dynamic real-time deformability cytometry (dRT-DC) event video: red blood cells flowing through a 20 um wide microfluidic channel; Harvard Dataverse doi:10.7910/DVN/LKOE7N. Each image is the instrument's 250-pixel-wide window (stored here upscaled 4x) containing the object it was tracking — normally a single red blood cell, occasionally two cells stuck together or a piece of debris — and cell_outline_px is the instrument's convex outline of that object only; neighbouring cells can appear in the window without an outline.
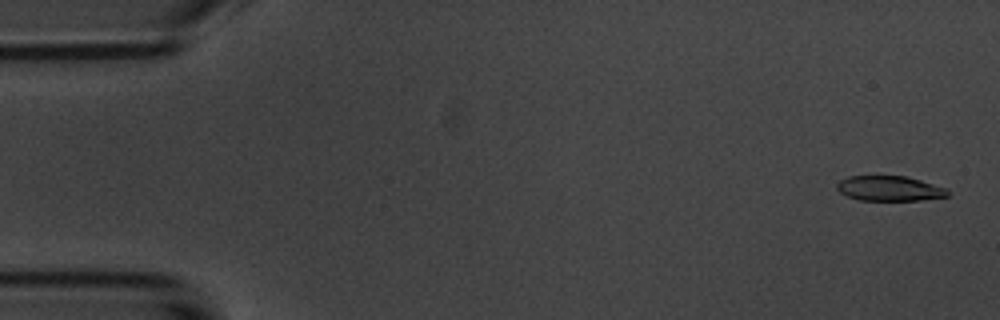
{"species": "common noctule bat (a hibernating species)", "species_latin": "Nyctalus noctula", "temperature_condition": "room temperature", "stored_images_in_passage": 50, "camera_frame_rate_fps": 3000, "um_per_image_px": 0.085, "animal": {"sex": "male", "body_mass_g": 20.1, "forearm_length_mm": 53.5}, "frame": {"image": 1, "passage_image": 2, "time_ms": 0.333, "image_size_px": [1000, 320], "cell_outline_px": [[948, 196], [920, 200], [860, 200], [848, 196], [840, 192], [836, 188], [836, 184], [840, 180], [848, 176], [904, 176], [920, 180], [948, 188]], "centroid_in_image_um": [75.6, 16.01], "position_along_channel_um": 9.4, "area_um2": 16.07}}
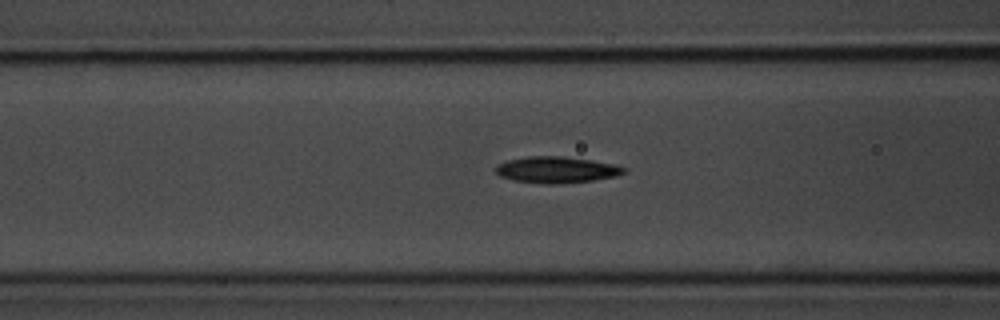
{"frame": {"image": 2, "passage_image": 21, "time_ms": 6.667, "image_size_px": [1000, 320], "cell_outline_px": [[628, 172], [616, 176], [592, 180], [560, 184], [544, 184], [512, 180], [500, 176], [496, 172], [496, 164], [508, 160], [528, 156], [560, 156], [592, 160], [616, 164], [628, 168]], "centroid_in_image_um": [47.34, 14.43], "position_along_channel_um": 119.3, "area_um2": 19.88}}
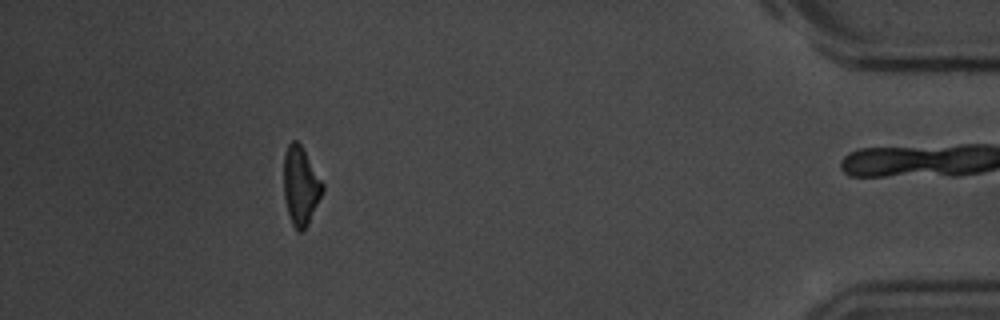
{"frame": {"image": 3, "passage_image": 49, "time_ms": 16.0, "image_size_px": [1000, 320], "cell_outline_px": [[324, 188], [308, 224], [304, 232], [296, 232], [292, 224], [284, 200], [284, 152], [288, 144], [292, 140], [296, 140], [300, 144], [324, 184]], "centroid_in_image_um": [25.54, 15.82], "position_along_channel_um": 409.7, "area_um2": 17.69}, "authors_computed_cell_mechanics": {"area_um2": 18.7272, "velocity_mm_per_s": 3.7204, "shape_relaxation_time_tau1_ms": 2.2292, "shape_relaxation_time_tau2_ms": 9.6388, "deformation_change_tau1": 0.1088, "deformation_change_tau2": 0.2013}}